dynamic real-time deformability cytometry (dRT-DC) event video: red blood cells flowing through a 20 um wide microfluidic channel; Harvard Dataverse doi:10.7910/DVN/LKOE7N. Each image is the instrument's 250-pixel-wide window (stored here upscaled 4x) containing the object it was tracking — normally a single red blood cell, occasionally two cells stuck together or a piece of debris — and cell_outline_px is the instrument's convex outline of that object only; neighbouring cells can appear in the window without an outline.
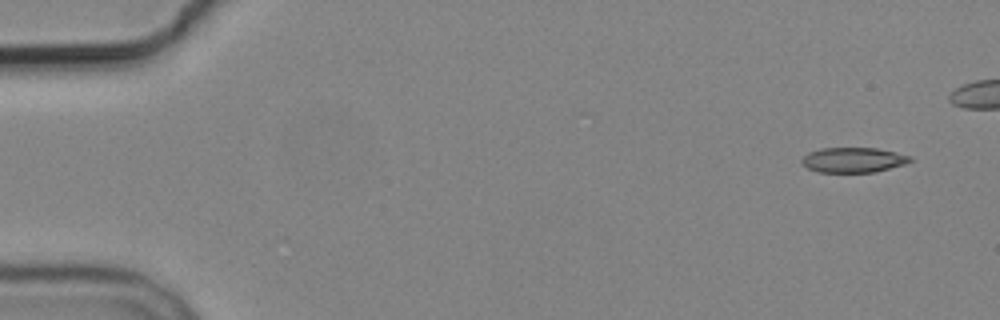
{"species": "common noctule bat (a hibernating species)", "species_latin": "Nyctalus noctula", "temperature_condition": "cold", "stored_images_in_passage": 5, "camera_frame_rate_fps": 3000, "um_per_image_px": 0.085, "animal": {"sex": "male", "body_mass_g": 19.2, "forearm_length_mm": 51.8}, "frame": {"image": 1, "passage_image": 1, "time_ms": 0.0, "image_size_px": [1000, 320], "cell_outline_px": [[912, 160], [904, 164], [876, 172], [820, 172], [808, 168], [800, 160], [808, 152], [820, 148], [876, 148], [896, 152], [912, 156]], "centroid_in_image_um": [72.54, 13.59], "position_along_channel_um": 12.5, "area_um2": 15.78}}